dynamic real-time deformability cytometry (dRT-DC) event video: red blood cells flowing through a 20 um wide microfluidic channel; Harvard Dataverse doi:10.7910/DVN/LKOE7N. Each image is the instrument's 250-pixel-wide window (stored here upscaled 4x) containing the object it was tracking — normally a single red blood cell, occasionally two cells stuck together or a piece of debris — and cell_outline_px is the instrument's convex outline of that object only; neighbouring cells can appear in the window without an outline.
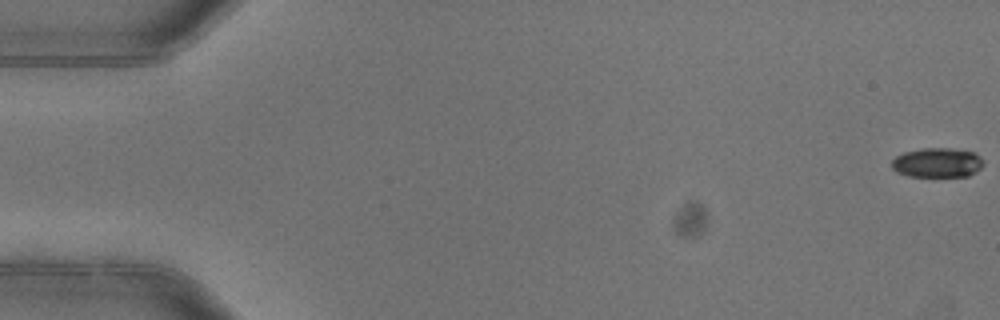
{"species": "common noctule bat (a hibernating species)", "species_latin": "Nyctalus noctula", "temperature_condition": "warm", "stored_images_in_passage": 4, "camera_frame_rate_fps": 3000, "um_per_image_px": 0.085, "animal": {"sex": "female"}, "frame": {"image": 1, "passage_image": 1, "time_ms": 0.0, "image_size_px": [1000, 320], "cell_outline_px": [[984, 164], [976, 172], [968, 176], [908, 176], [896, 172], [892, 168], [892, 160], [896, 156], [904, 152], [924, 148], [952, 148], [976, 152], [984, 160]], "centroid_in_image_um": [79.7, 13.82], "position_along_channel_um": 5.3, "area_um2": 15.95}}